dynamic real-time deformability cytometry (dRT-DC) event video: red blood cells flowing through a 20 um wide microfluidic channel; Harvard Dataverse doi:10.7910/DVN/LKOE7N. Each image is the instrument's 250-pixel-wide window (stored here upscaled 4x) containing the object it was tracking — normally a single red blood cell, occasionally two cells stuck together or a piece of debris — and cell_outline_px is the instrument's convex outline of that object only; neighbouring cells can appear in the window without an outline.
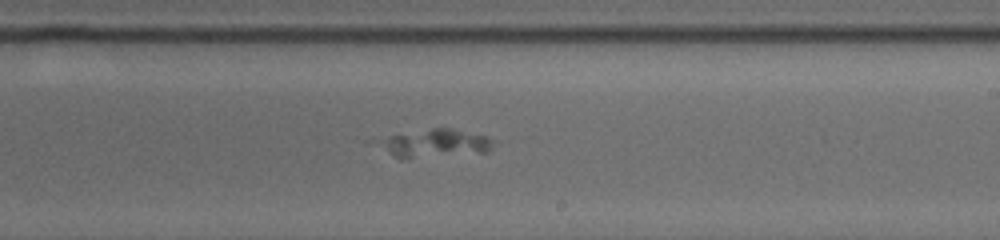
{"species": "human", "species_latin": "Homo sapiens", "temperature_condition": "cold", "stored_images_in_passage": 39, "camera_frame_rate_fps": 3000, "um_per_image_px": 0.085, "donor": {"sex": "male"}, "frame": {"image": 1, "passage_image": 31, "time_ms": 13.0, "image_size_px": [1000, 240], "cell_outline_px": [[492, 148], [488, 152], [400, 160], [380, 144], [380, 140], [388, 136], [432, 128], [452, 128], [488, 136], [492, 140]], "centroid_in_image_um": [37.06, 12.2], "position_along_channel_um": 251.9, "area_um2": 18.73}}